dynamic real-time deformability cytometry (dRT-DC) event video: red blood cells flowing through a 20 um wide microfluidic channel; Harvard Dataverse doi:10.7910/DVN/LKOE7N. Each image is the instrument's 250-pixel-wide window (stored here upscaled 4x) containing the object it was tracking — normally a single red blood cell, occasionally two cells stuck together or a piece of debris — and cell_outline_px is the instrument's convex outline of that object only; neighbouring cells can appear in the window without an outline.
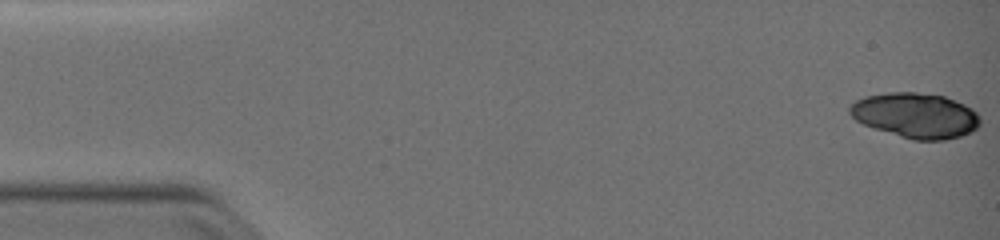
{"species": "common noctule bat (a hibernating species)", "species_latin": "Nyctalus noctula", "temperature_condition": "warm", "stored_images_in_passage": 50, "camera_frame_rate_fps": 3000, "um_per_image_px": 0.085, "animal": {"sex": "female", "body_mass_g": 19.0, "forearm_length_mm": 51.5}, "frame": {"image": 1, "passage_image": 1, "time_ms": 0.0, "image_size_px": [1000, 240], "cell_outline_px": [[980, 124], [972, 132], [960, 136], [944, 140], [912, 140], [864, 124], [856, 120], [848, 112], [848, 108], [856, 100], [864, 96], [888, 92], [916, 92], [944, 96], [956, 100], [972, 108], [980, 116]], "centroid_in_image_um": [77.85, 9.8], "position_along_channel_um": 7.2, "area_um2": 34.28}}
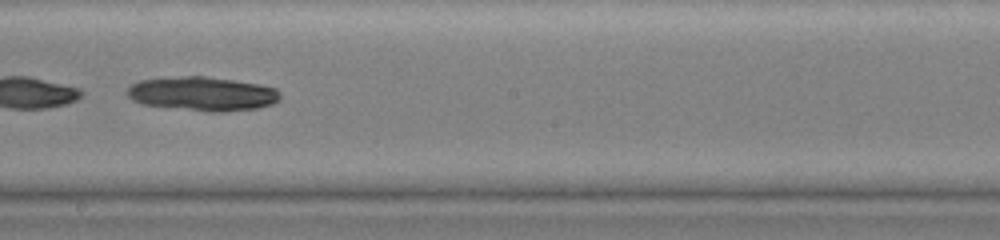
{"frame": {"image": 2, "passage_image": 30, "time_ms": 9.667, "image_size_px": [1000, 240], "cell_outline_px": [[280, 100], [272, 104], [256, 108], [224, 112], [212, 112], [140, 104], [132, 100], [124, 92], [132, 84], [140, 80], [184, 76], [204, 76], [260, 84], [276, 88], [280, 92]], "centroid_in_image_um": [17.21, 7.97], "position_along_channel_um": 231.0, "area_um2": 30.4}}